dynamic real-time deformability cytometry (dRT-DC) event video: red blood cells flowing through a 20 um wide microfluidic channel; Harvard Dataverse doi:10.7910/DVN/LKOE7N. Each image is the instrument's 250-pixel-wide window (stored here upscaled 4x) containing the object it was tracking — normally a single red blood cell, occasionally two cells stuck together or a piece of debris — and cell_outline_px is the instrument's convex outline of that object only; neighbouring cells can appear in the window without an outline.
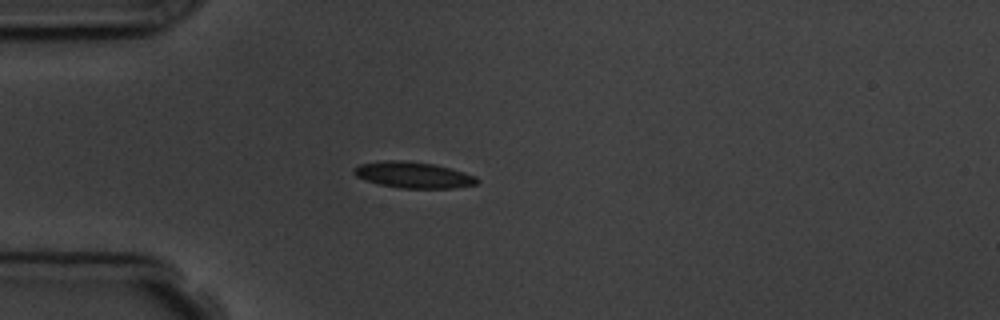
{"species": "common noctule bat (a hibernating species)", "species_latin": "Nyctalus noctula", "temperature_condition": "room temperature", "stored_images_in_passage": 4, "camera_frame_rate_fps": 3000, "um_per_image_px": 0.085, "animal": {"sex": "male", "body_mass_g": 19.5, "forearm_length_mm": 54.6}, "frame": {"image": 1, "passage_image": 4, "time_ms": 3.333, "image_size_px": [1000, 320], "cell_outline_px": [[480, 180], [476, 184], [456, 188], [400, 188], [380, 184], [364, 180], [356, 176], [352, 172], [352, 168], [360, 164], [384, 160], [400, 160], [432, 164], [464, 172], [476, 176]], "centroid_in_image_um": [35.11, 14.87], "position_along_channel_um": 49.9, "area_um2": 18.73}}